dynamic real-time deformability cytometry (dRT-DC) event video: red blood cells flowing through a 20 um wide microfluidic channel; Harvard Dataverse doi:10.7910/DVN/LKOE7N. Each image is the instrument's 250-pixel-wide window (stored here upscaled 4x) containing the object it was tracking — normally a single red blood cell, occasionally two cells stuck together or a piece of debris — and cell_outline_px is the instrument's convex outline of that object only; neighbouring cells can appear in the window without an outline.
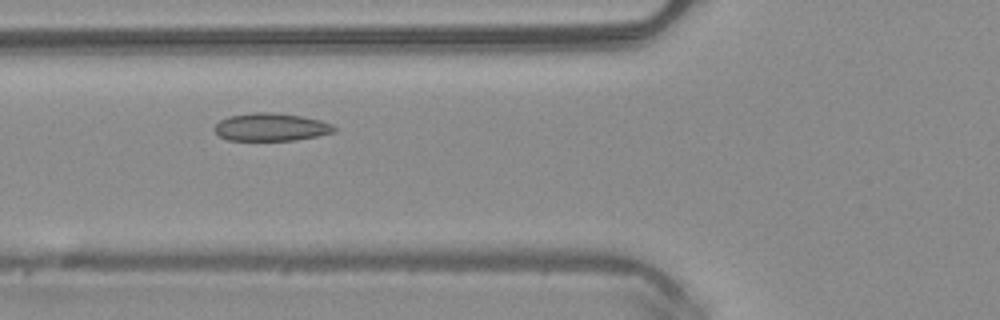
{"species": "common noctule bat (a hibernating species)", "species_latin": "Nyctalus noctula", "temperature_condition": "warm", "stored_images_in_passage": 45, "camera_frame_rate_fps": 3000, "um_per_image_px": 0.085, "animal": {"sex": "male", "body_mass_g": 20.4}, "frame": {"image": 1, "passage_image": 14, "time_ms": 4.333, "image_size_px": [1000, 320], "cell_outline_px": [[336, 132], [296, 140], [228, 140], [220, 136], [212, 128], [220, 120], [228, 116], [252, 112], [272, 112], [300, 116], [320, 120], [332, 124], [336, 128]], "centroid_in_image_um": [23.02, 10.8], "position_along_channel_um": 102.8, "area_um2": 19.42}}
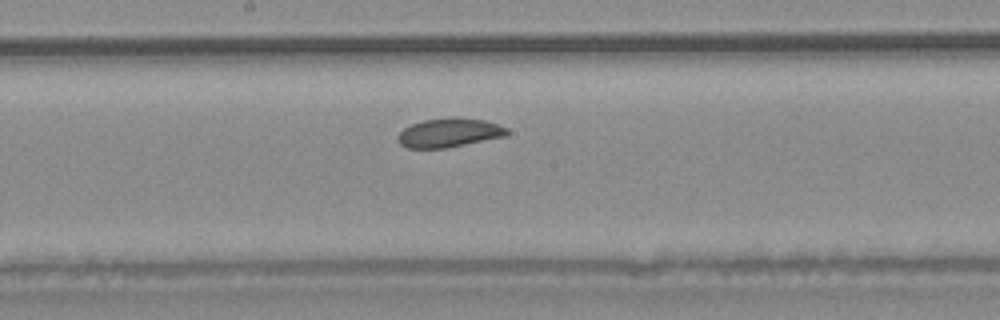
{"frame": {"image": 2, "passage_image": 22, "time_ms": 7.0, "image_size_px": [1000, 320], "cell_outline_px": [[508, 132], [504, 136], [448, 148], [408, 148], [400, 144], [396, 140], [396, 136], [404, 128], [412, 124], [424, 120], [452, 116], [456, 116], [484, 120], [508, 128]], "centroid_in_image_um": [38.14, 11.27], "position_along_channel_um": 210.1, "area_um2": 18.55}}
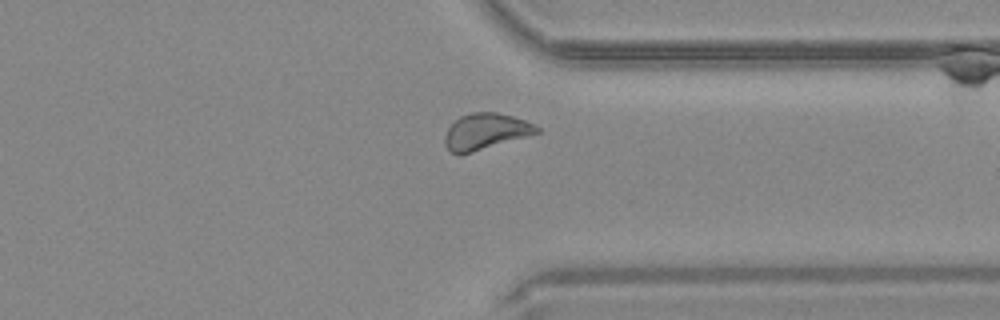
{"frame": {"image": 3, "passage_image": 34, "time_ms": 11.0, "image_size_px": [1000, 320], "cell_outline_px": [[540, 132], [528, 136], [460, 156], [452, 152], [444, 144], [444, 136], [448, 128], [460, 116], [472, 112], [496, 112], [512, 116], [524, 120], [540, 128]], "centroid_in_image_um": [41.25, 11.19], "position_along_channel_um": 370.1, "area_um2": 19.36}, "authors_computed_cell_mechanics": {"area_um2": 19.363, "velocity_mm_per_s": 4.0267, "shape_relaxation_time_tau1_ms": 2.661, "shape_relaxation_time_tau2_ms": null, "deformation_change_tau1": 0.0542, "deformation_change_tau2": null}}